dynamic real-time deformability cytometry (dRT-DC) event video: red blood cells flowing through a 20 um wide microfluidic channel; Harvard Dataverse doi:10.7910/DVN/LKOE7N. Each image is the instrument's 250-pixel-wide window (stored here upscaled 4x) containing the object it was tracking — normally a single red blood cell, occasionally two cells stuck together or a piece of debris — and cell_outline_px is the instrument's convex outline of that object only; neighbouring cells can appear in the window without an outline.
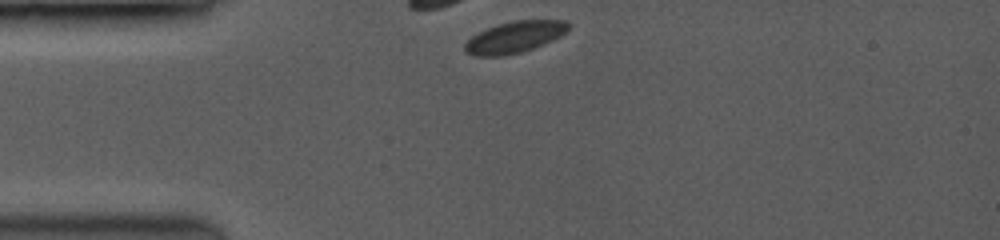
{"species": "common noctule bat (a hibernating species)", "species_latin": "Nyctalus noctula", "temperature_condition": "room temperature", "stored_images_in_passage": 10, "camera_frame_rate_fps": 3500, "um_per_image_px": 0.085, "animal": {"sex": "female", "body_mass_g": 19.0, "forearm_length_mm": 53.3}, "frame": {"image": 1, "passage_image": 1, "time_ms": 0.0, "image_size_px": [1000, 240], "cell_outline_px": [[568, 28], [560, 36], [552, 40], [532, 48], [520, 52], [500, 56], [476, 56], [464, 52], [464, 44], [472, 36], [496, 24], [516, 20], [564, 20], [568, 24]], "centroid_in_image_um": [43.7, 3.15], "position_along_channel_um": 41.3, "area_um2": 18.67}}